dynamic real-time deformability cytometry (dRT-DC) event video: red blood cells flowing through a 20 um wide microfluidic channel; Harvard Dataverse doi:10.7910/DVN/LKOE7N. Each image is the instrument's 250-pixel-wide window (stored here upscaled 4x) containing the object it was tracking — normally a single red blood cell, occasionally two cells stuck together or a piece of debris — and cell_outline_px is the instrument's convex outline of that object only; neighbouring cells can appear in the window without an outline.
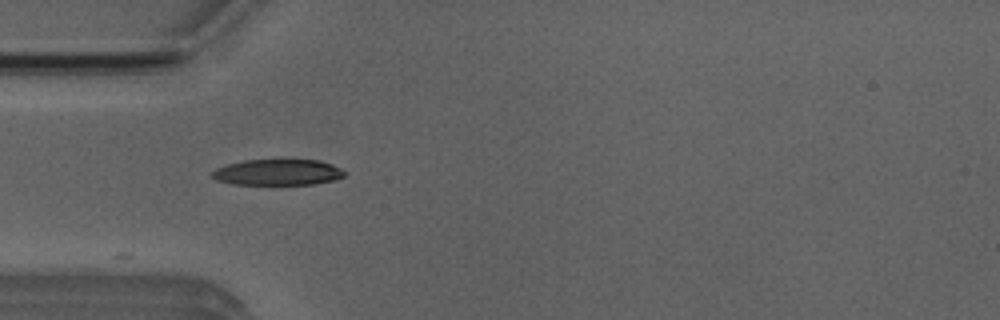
{"species": "Egyptian fruit bat (a non-hibernating species)", "species_latin": "Rousettus aegyptiacus", "temperature_condition": "room temperature", "stored_images_in_passage": 8, "camera_frame_rate_fps": 3000, "um_per_image_px": 0.085, "animal": {"sex": "male"}, "frame": {"image": 1, "passage_image": 1, "time_ms": 0.0, "image_size_px": [1000, 320], "cell_outline_px": [[344, 176], [336, 180], [312, 184], [232, 184], [216, 180], [208, 172], [216, 168], [228, 164], [244, 160], [320, 160], [332, 164], [340, 168], [344, 172]], "centroid_in_image_um": [23.58, 14.64], "position_along_channel_um": 61.4, "area_um2": 20.06}}